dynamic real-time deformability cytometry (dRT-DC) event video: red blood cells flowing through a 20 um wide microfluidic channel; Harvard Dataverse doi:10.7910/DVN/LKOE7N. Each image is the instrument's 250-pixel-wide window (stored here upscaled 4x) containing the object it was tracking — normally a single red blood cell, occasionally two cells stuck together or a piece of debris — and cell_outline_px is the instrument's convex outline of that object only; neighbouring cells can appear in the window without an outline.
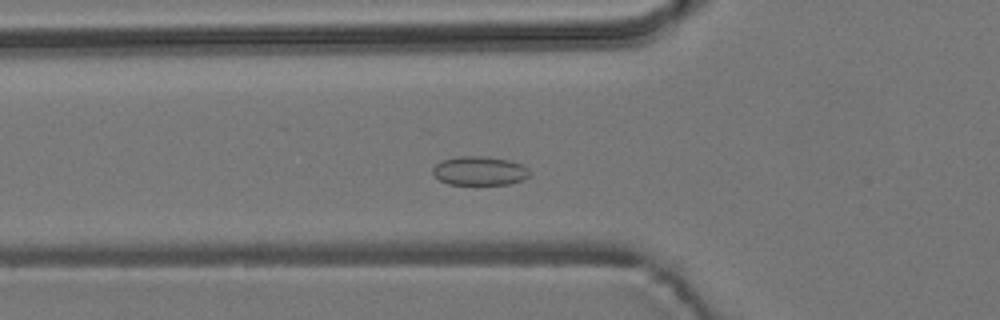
{"species": "common noctule bat (a hibernating species)", "species_latin": "Nyctalus noctula", "temperature_condition": "room temperature", "stored_images_in_passage": 43, "camera_frame_rate_fps": 3000, "um_per_image_px": 0.085, "animal": {"sex": "male", "body_mass_g": 19.2, "forearm_length_mm": 51.8}, "frame": {"image": 1, "passage_image": 7, "time_ms": 2.0, "image_size_px": [1000, 320], "cell_outline_px": [[532, 172], [528, 176], [520, 180], [508, 184], [448, 184], [440, 180], [432, 172], [432, 168], [436, 164], [444, 160], [460, 156], [480, 156], [508, 160], [524, 164]], "centroid_in_image_um": [40.78, 14.52], "position_along_channel_um": 85.0, "area_um2": 16.18}}
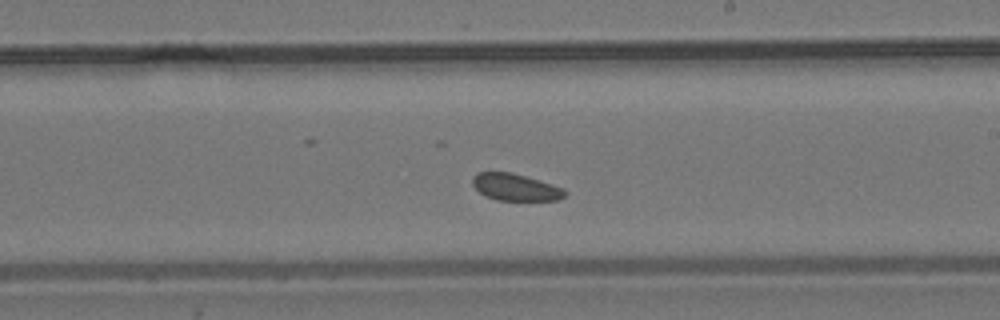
{"frame": {"image": 2, "passage_image": 20, "time_ms": 6.333, "image_size_px": [1000, 320], "cell_outline_px": [[568, 192], [564, 196], [556, 200], [496, 200], [480, 192], [472, 184], [472, 176], [476, 172], [512, 172], [552, 184], [564, 188]], "centroid_in_image_um": [43.81, 15.9], "position_along_channel_um": 245.2, "area_um2": 14.45}}
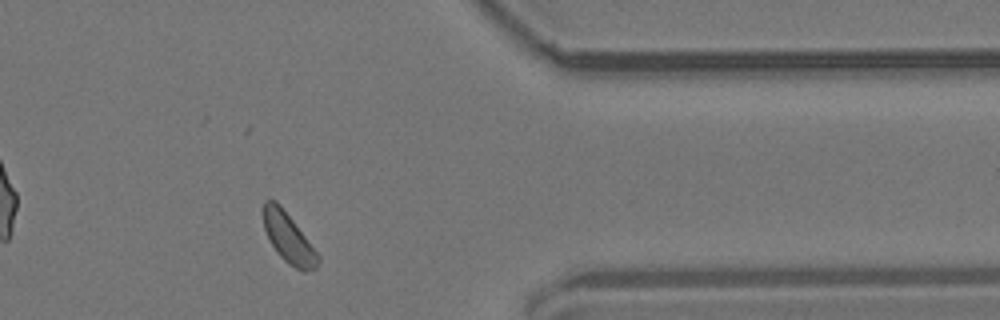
{"frame": {"image": 3, "passage_image": 33, "time_ms": 10.667, "image_size_px": [1000, 320], "cell_outline_px": [[320, 260], [316, 268], [304, 272], [288, 264], [276, 252], [264, 228], [264, 204], [268, 200], [276, 200], [280, 204], [320, 256]], "centroid_in_image_um": [24.54, 20.26], "position_along_channel_um": 386.9, "area_um2": 15.49}, "authors_computed_cell_mechanics": {"area_um2": 15.7794, "velocity_mm_per_s": 3.693, "shape_relaxation_time_tau1_ms": null, "shape_relaxation_time_tau2_ms": 5.5198, "deformation_change_tau1": null, "deformation_change_tau2": 0.0886}}